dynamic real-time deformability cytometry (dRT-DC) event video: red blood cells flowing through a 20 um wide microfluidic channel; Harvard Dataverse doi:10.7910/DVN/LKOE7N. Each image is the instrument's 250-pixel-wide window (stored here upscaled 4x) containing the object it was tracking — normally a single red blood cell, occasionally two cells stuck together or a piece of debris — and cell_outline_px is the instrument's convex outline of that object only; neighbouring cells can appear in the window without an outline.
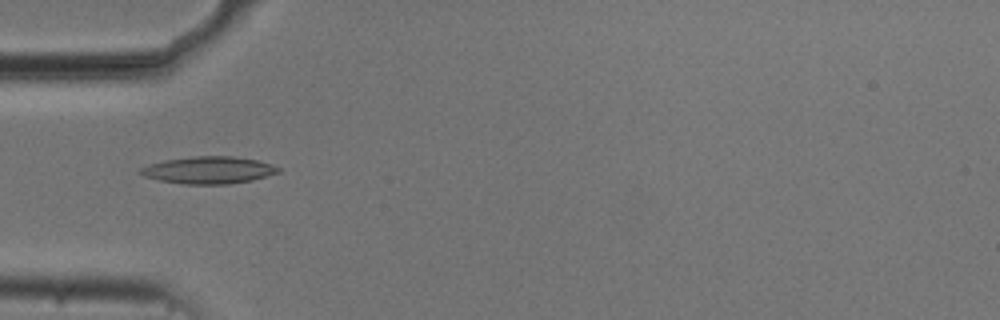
{"species": "common noctule bat (a hibernating species)", "species_latin": "Nyctalus noctula", "temperature_condition": "cold", "stored_images_in_passage": 38, "camera_frame_rate_fps": 3000, "um_per_image_px": 0.085, "animal": {"sex": "male", "body_mass_g": 20.5, "forearm_length_mm": 52.5}, "frame": {"image": 1, "passage_image": 1, "time_ms": 0.0, "image_size_px": [1000, 320], "cell_outline_px": [[280, 172], [252, 180], [228, 184], [184, 184], [160, 180], [144, 176], [136, 172], [140, 168], [148, 164], [164, 160], [192, 156], [232, 156], [256, 160], [272, 164], [280, 168]], "centroid_in_image_um": [17.7, 14.45], "position_along_channel_um": 67.3, "area_um2": 21.85}}
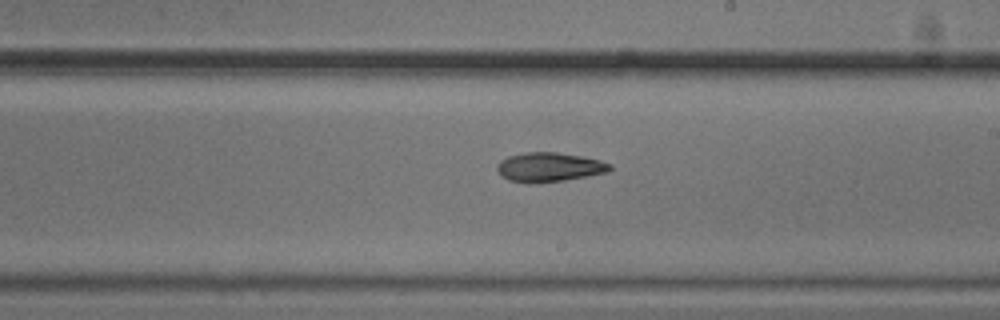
{"frame": {"image": 2, "passage_image": 15, "time_ms": 4.667, "image_size_px": [1000, 320], "cell_outline_px": [[612, 168], [608, 172], [564, 180], [528, 184], [508, 180], [496, 168], [496, 164], [500, 160], [508, 156], [524, 152], [556, 152], [580, 156], [600, 160], [612, 164]], "centroid_in_image_um": [46.67, 14.2], "position_along_channel_um": 242.3, "area_um2": 19.25}}
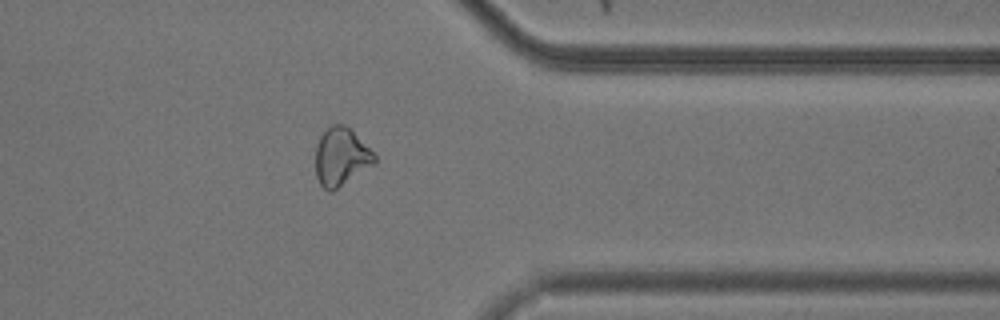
{"frame": {"image": 3, "passage_image": 27, "time_ms": 8.667, "image_size_px": [1000, 320], "cell_outline_px": [[376, 164], [332, 192], [328, 192], [320, 184], [316, 176], [316, 144], [320, 136], [332, 124], [348, 124], [376, 156]], "centroid_in_image_um": [29.01, 13.33], "position_along_channel_um": 382.4, "area_um2": 20.23}, "authors_computed_cell_mechanics": {"area_um2": 19.8254, "velocity_mm_per_s": 3.7327, "shape_relaxation_time_tau1_ms": 10.3336, "shape_relaxation_time_tau2_ms": null, "deformation_change_tau1": 0.1784, "deformation_change_tau2": null}}